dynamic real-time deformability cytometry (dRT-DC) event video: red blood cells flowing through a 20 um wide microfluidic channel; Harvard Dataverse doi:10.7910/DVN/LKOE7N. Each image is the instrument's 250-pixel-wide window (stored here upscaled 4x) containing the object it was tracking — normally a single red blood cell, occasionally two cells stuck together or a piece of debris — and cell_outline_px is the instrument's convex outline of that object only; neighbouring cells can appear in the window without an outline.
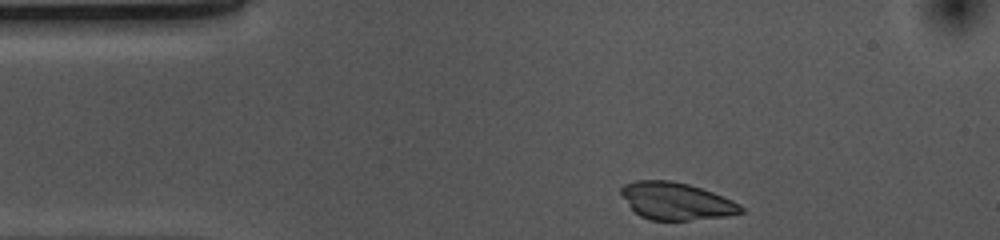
{"species": "common noctule bat (a hibernating species)", "species_latin": "Nyctalus noctula", "temperature_condition": "cold", "stored_images_in_passage": 34, "camera_frame_rate_fps": 3000, "um_per_image_px": 0.085, "animal": {"sex": "female", "body_mass_g": 10.0, "forearm_length_mm": 53.1}, "frame": {"image": 1, "passage_image": 1, "time_ms": 0.0, "image_size_px": [1000, 240], "cell_outline_px": [[744, 212], [728, 216], [688, 220], [648, 220], [640, 216], [632, 208], [620, 192], [620, 188], [624, 184], [636, 180], [668, 180], [688, 184], [712, 192], [732, 200], [740, 204], [744, 208]], "centroid_in_image_um": [57.48, 17.1], "position_along_channel_um": 27.5, "area_um2": 25.89}}
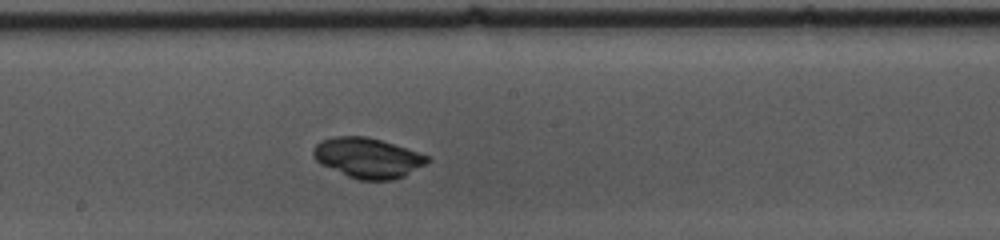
{"frame": {"image": 2, "passage_image": 20, "time_ms": 6.333, "image_size_px": [1000, 240], "cell_outline_px": [[432, 160], [404, 176], [392, 180], [360, 180], [348, 176], [320, 164], [312, 156], [312, 148], [320, 140], [332, 136], [364, 136], [380, 140], [432, 156]], "centroid_in_image_um": [31.24, 13.41], "position_along_channel_um": 217.0, "area_um2": 26.82}}
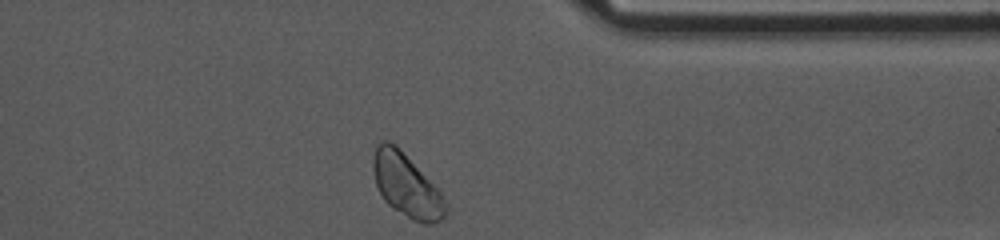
{"frame": {"image": 3, "passage_image": 34, "time_ms": 11.0, "image_size_px": [1000, 240], "cell_outline_px": [[444, 216], [436, 224], [424, 224], [392, 208], [384, 200], [376, 184], [372, 168], [372, 160], [376, 148], [384, 140], [388, 140], [396, 144], [440, 192], [444, 200]], "centroid_in_image_um": [34.51, 15.74], "position_along_channel_um": 376.9, "area_um2": 25.95}, "authors_computed_cell_mechanics": {"area_um2": 26.588, "velocity_mm_per_s": 3.6605, "shape_relaxation_time_tau1_ms": 3.488, "shape_relaxation_time_tau2_ms": null, "deformation_change_tau1": 0.0908, "deformation_change_tau2": null}}